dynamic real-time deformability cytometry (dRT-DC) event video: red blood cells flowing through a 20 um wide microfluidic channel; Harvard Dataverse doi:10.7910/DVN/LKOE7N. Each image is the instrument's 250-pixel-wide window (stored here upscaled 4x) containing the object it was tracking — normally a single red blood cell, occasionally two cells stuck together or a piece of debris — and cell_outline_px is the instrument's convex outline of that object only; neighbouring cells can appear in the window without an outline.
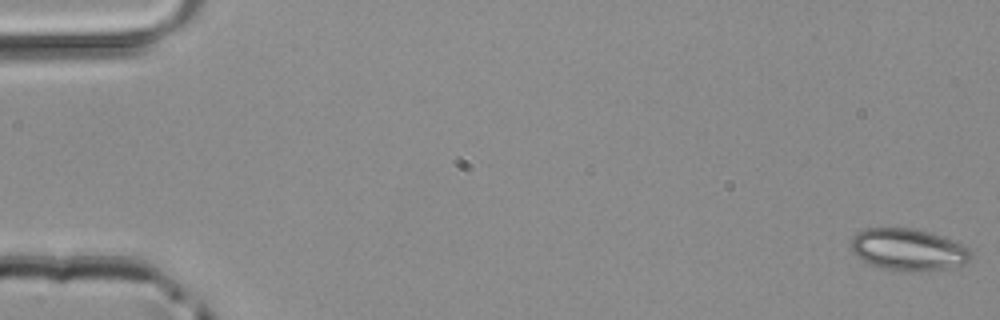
{"species": "common noctule bat (a hibernating species)", "species_latin": "Nyctalus noctula", "temperature_condition": "room temperature", "stored_images_in_passage": 49, "camera_frame_rate_fps": 3000, "um_per_image_px": 0.085, "animal": {"sex": "male", "body_mass_g": 20.4}, "frame": {"image": 1, "passage_image": 1, "time_ms": 0.0, "image_size_px": [1000, 320], "cell_outline_px": [[972, 256], [964, 264], [948, 268], [920, 272], [908, 272], [884, 268], [868, 264], [856, 256], [852, 252], [848, 244], [852, 236], [856, 232], [864, 228], [912, 228], [928, 232], [952, 240], [968, 248], [972, 252]], "centroid_in_image_um": [77.13, 21.22], "position_along_channel_um": 7.9, "area_um2": 29.59}}
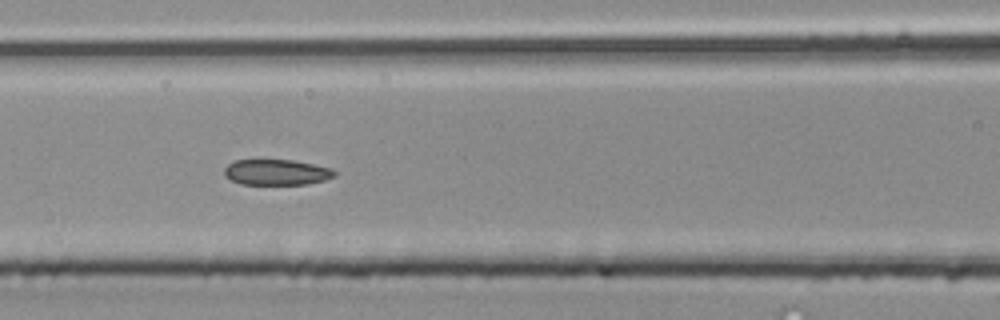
{"frame": {"image": 2, "passage_image": 22, "time_ms": 7.0, "image_size_px": [1000, 320], "cell_outline_px": [[336, 176], [324, 180], [308, 184], [240, 184], [224, 176], [224, 168], [228, 164], [236, 160], [296, 160], [332, 168], [336, 172]], "centroid_in_image_um": [23.52, 14.64], "position_along_channel_um": 143.1, "area_um2": 16.59}}
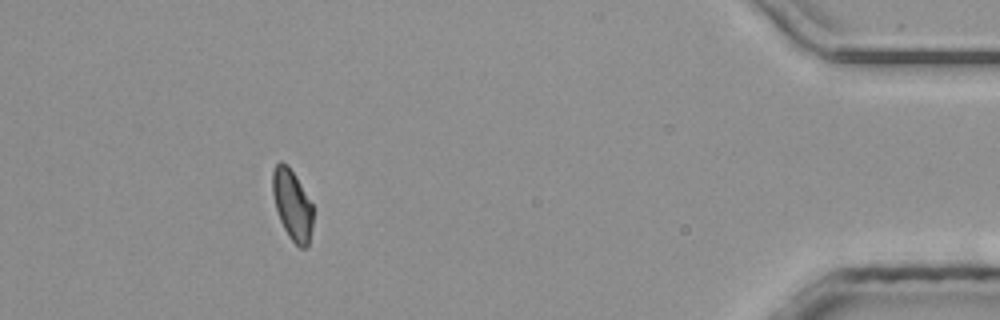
{"frame": {"image": 3, "passage_image": 45, "time_ms": 14.667, "image_size_px": [1000, 320], "cell_outline_px": [[312, 228], [308, 248], [300, 248], [288, 236], [280, 220], [276, 208], [272, 192], [272, 172], [276, 164], [280, 160], [288, 164], [296, 176], [312, 204]], "centroid_in_image_um": [24.83, 17.4], "position_along_channel_um": 410.4, "area_um2": 16.65}}